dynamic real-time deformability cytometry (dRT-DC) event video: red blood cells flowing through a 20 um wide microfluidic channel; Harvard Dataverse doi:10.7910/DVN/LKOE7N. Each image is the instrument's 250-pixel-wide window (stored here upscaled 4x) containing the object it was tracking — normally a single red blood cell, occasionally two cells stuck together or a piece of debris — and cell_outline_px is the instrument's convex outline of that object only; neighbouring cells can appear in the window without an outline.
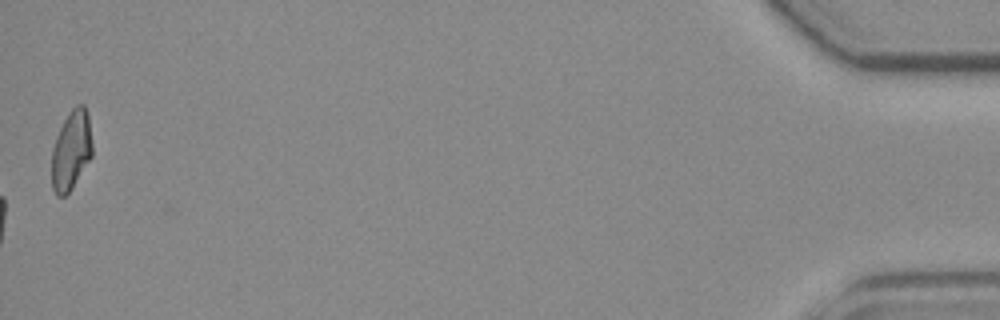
{"species": "common noctule bat (a hibernating species)", "species_latin": "Nyctalus noctula", "temperature_condition": "room temperature", "stored_images_in_passage": 55, "camera_frame_rate_fps": 3000, "um_per_image_px": 0.085, "animal": {"sex": "female", "body_mass_g": 19.3, "forearm_length_mm": 54.1}, "frame": {"image": 1, "passage_image": 55, "time_ms": 18.0, "image_size_px": [1000, 320], "cell_outline_px": [[92, 156], [72, 188], [64, 196], [56, 196], [52, 188], [52, 148], [56, 136], [64, 120], [72, 108], [76, 104], [84, 104], [88, 116], [92, 144]], "centroid_in_image_um": [6.05, 12.78], "position_along_channel_um": 429.2, "area_um2": 18.73}, "authors_computed_cell_mechanics": {"area_um2": 16.4152, "velocity_mm_per_s": 3.781, "shape_relaxation_time_tau1_ms": null, "shape_relaxation_time_tau2_ms": 6.8669, "deformation_change_tau1": null, "deformation_change_tau2": 0.1182}}